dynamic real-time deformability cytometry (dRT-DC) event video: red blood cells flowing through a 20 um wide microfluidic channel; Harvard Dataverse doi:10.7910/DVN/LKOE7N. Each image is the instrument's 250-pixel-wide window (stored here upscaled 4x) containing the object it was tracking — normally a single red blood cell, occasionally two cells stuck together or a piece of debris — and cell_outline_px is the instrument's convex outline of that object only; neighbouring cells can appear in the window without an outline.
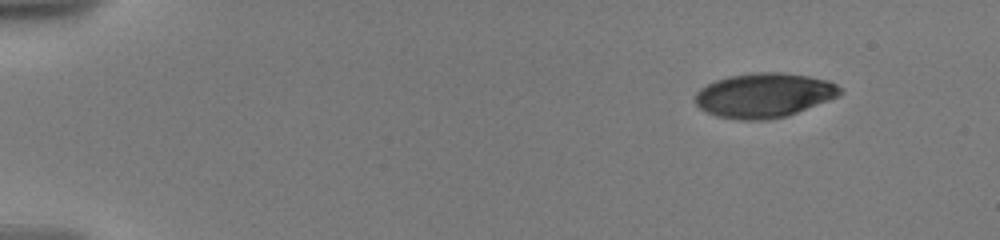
{"species": "human", "species_latin": "Homo sapiens", "temperature_condition": "warm", "stored_images_in_passage": 22, "camera_frame_rate_fps": 3000, "um_per_image_px": 0.085, "donor": {"sex": "male"}, "frame": {"image": 1, "passage_image": 1, "time_ms": 0.0, "image_size_px": [1000, 240], "cell_outline_px": [[844, 92], [828, 100], [796, 112], [784, 116], [768, 120], [740, 120], [716, 116], [700, 108], [696, 104], [696, 92], [700, 88], [716, 80], [728, 76], [752, 72], [784, 72], [808, 76], [828, 80], [836, 84]], "centroid_in_image_um": [64.93, 8.09], "position_along_channel_um": 20.1, "area_um2": 37.4}}
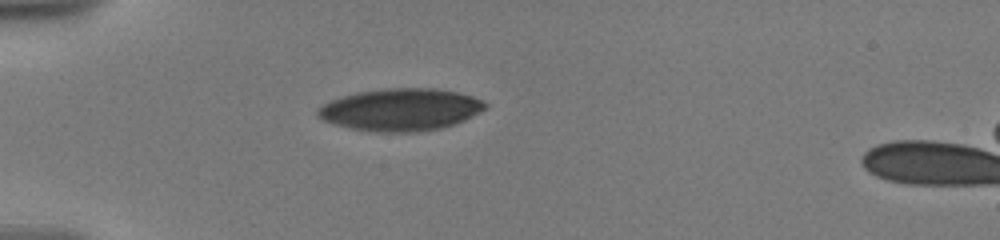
{"frame": {"image": 2, "passage_image": 10, "time_ms": 3.667, "image_size_px": [1000, 240], "cell_outline_px": [[488, 104], [484, 108], [464, 120], [440, 128], [416, 132], [380, 132], [352, 128], [336, 124], [324, 120], [316, 112], [324, 104], [332, 100], [356, 92], [384, 88], [436, 88], [456, 92], [472, 96]], "centroid_in_image_um": [34.06, 9.31], "position_along_channel_um": 50.9, "area_um2": 40.58}}
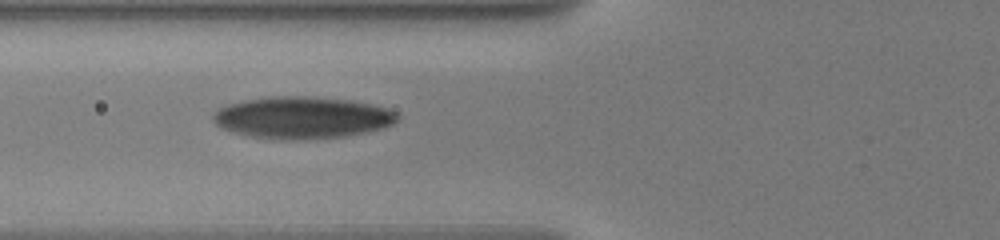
{"frame": {"image": 3, "passage_image": 21, "time_ms": 5.667, "image_size_px": [1000, 240], "cell_outline_px": [[400, 116], [392, 124], [380, 128], [364, 132], [344, 136], [296, 140], [252, 136], [220, 128], [212, 120], [212, 112], [228, 104], [248, 100], [272, 96], [304, 96], [352, 100], [372, 104], [396, 112]], "centroid_in_image_um": [25.67, 9.98], "position_along_channel_um": 100.1, "area_um2": 44.51}}